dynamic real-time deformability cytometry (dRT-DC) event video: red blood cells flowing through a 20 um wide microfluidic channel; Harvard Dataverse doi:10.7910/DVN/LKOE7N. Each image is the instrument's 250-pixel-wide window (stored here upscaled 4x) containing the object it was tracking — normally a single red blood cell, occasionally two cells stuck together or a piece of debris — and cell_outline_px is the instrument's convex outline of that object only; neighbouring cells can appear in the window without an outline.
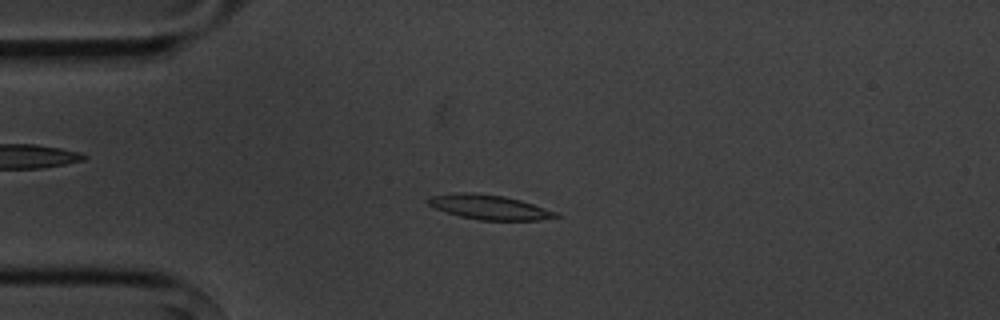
{"species": "common noctule bat (a hibernating species)", "species_latin": "Nyctalus noctula", "temperature_condition": "cold", "stored_images_in_passage": 4, "camera_frame_rate_fps": 3000, "um_per_image_px": 0.085, "animal": {"sex": "male", "body_mass_g": 20.1, "forearm_length_mm": 53.5}, "frame": {"image": 1, "passage_image": 3, "time_ms": 2.333, "image_size_px": [1000, 320], "cell_outline_px": [[564, 216], [540, 220], [480, 220], [460, 216], [436, 208], [428, 204], [424, 200], [428, 196], [464, 192], [468, 192], [504, 196], [520, 200], [556, 212]], "centroid_in_image_um": [41.58, 17.61], "position_along_channel_um": 43.4, "area_um2": 18.15}}